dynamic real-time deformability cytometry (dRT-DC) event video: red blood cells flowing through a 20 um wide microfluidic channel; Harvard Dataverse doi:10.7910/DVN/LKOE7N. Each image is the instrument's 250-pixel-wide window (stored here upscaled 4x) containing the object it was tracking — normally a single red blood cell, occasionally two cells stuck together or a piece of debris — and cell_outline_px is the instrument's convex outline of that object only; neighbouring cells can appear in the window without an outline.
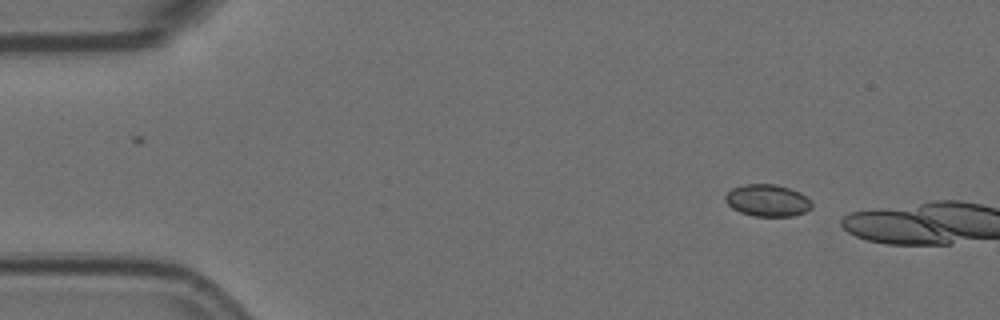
{"species": "Egyptian fruit bat (a non-hibernating species)", "species_latin": "Rousettus aegyptiacus", "temperature_condition": "room temperature", "stored_images_in_passage": 4, "camera_frame_rate_fps": 3000, "um_per_image_px": 0.085, "animal": {"sex": "female"}, "frame": {"image": 1, "passage_image": 1, "time_ms": 0.0, "image_size_px": [1000, 320], "cell_outline_px": [[812, 208], [804, 212], [792, 216], [752, 216], [740, 212], [732, 208], [724, 200], [724, 196], [732, 188], [744, 184], [776, 184], [800, 192], [812, 204]], "centroid_in_image_um": [65.2, 17.04], "position_along_channel_um": 19.8, "area_um2": 16.07}}